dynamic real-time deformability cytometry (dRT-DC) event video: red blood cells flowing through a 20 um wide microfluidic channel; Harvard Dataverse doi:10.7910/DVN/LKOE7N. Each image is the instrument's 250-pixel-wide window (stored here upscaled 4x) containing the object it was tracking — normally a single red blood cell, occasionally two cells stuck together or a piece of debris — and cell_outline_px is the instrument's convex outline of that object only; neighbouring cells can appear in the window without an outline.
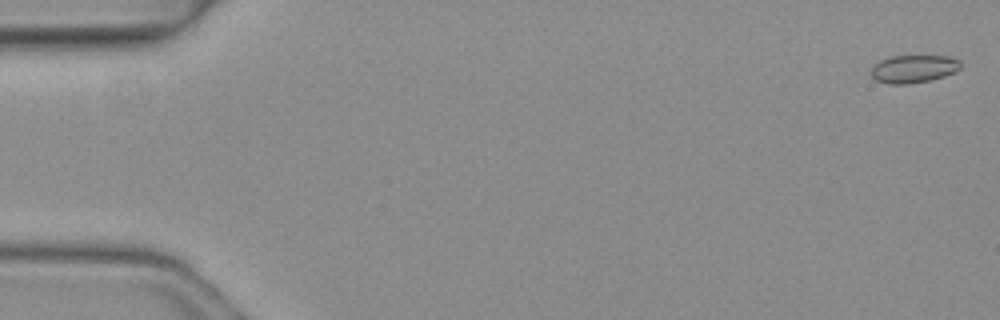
{"species": "common noctule bat (a hibernating species)", "species_latin": "Nyctalus noctula", "temperature_condition": "warm", "stored_images_in_passage": 3, "camera_frame_rate_fps": 3000, "um_per_image_px": 0.085, "animal": {"sex": "female", "body_mass_g": 19.3, "forearm_length_mm": 54.1}, "frame": {"image": 1, "passage_image": 1, "time_ms": 0.0, "image_size_px": [1000, 320], "cell_outline_px": [[960, 68], [944, 76], [928, 80], [908, 84], [888, 84], [876, 80], [872, 76], [872, 68], [880, 60], [888, 56], [948, 56], [960, 60]], "centroid_in_image_um": [77.64, 5.84], "position_along_channel_um": 7.4, "area_um2": 14.33}}